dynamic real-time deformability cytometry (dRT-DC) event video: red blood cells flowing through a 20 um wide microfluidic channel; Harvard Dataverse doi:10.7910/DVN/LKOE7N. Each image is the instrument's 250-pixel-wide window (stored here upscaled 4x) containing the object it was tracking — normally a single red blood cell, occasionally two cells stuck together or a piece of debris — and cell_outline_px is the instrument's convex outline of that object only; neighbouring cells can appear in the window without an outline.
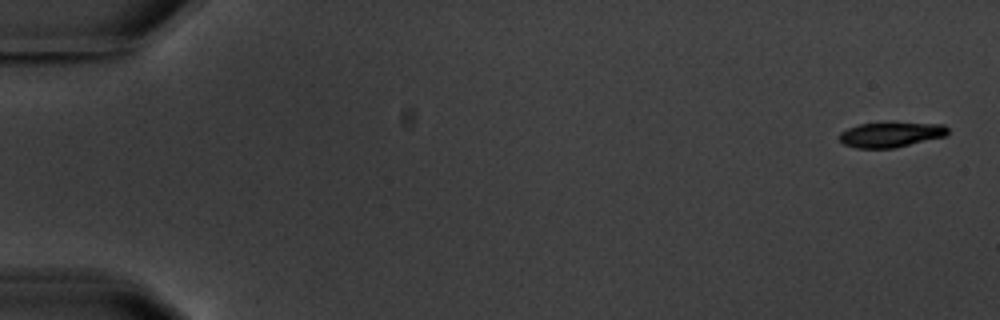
{"species": "common noctule bat (a hibernating species)", "species_latin": "Nyctalus noctula", "temperature_condition": "warm", "stored_images_in_passage": 7, "camera_frame_rate_fps": 3000, "um_per_image_px": 0.085, "animal": {"sex": "male", "body_mass_g": 20.1, "forearm_length_mm": 53.5}, "frame": {"image": 1, "passage_image": 1, "time_ms": 0.0, "image_size_px": [1000, 320], "cell_outline_px": [[948, 136], [896, 148], [856, 148], [844, 144], [840, 140], [840, 132], [848, 128], [860, 124], [892, 120], [944, 124], [948, 128]], "centroid_in_image_um": [75.8, 11.4], "position_along_channel_um": 9.2, "area_um2": 16.76}}